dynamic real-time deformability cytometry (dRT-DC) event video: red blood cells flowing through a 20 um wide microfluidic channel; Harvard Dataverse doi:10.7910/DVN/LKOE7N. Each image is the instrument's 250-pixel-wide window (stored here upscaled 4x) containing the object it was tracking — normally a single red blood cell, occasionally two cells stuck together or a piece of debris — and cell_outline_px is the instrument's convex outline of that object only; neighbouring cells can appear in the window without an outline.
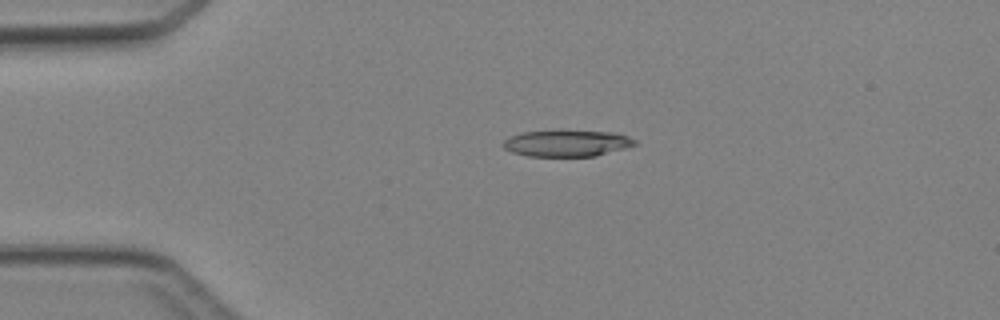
{"species": "Egyptian fruit bat (a non-hibernating species)", "species_latin": "Rousettus aegyptiacus", "temperature_condition": "cold", "stored_images_in_passage": 4, "camera_frame_rate_fps": 3000, "um_per_image_px": 0.085, "animal": {"sex": "female"}, "frame": {"image": 1, "passage_image": 2, "time_ms": 1.0, "image_size_px": [1000, 320], "cell_outline_px": [[636, 144], [624, 148], [596, 156], [528, 156], [512, 152], [504, 148], [500, 144], [508, 136], [520, 132], [612, 132], [628, 136], [636, 140]], "centroid_in_image_um": [48.13, 12.2], "position_along_channel_um": 36.9, "area_um2": 19.83}}
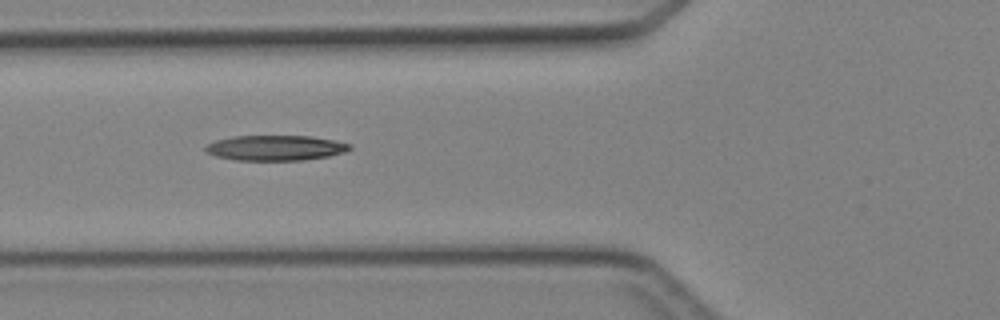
{"frame": {"image": 2, "passage_image": 4, "time_ms": 3.333, "image_size_px": [1000, 320], "cell_outline_px": [[352, 148], [344, 152], [328, 156], [304, 160], [236, 160], [216, 156], [208, 152], [204, 148], [208, 144], [216, 140], [232, 136], [312, 136], [332, 140], [348, 144]], "centroid_in_image_um": [23.4, 12.57], "position_along_channel_um": 102.4, "area_um2": 20.98}}